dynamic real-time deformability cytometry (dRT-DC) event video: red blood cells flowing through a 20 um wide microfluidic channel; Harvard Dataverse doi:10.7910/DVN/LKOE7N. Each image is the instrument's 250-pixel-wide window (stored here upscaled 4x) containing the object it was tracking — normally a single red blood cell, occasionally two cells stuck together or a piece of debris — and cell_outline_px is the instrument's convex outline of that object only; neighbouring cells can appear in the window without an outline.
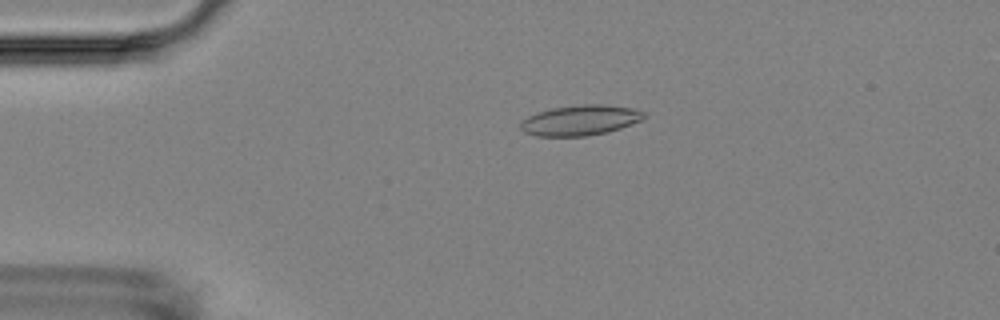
{"species": "Egyptian fruit bat (a non-hibernating species)", "species_latin": "Rousettus aegyptiacus", "temperature_condition": "room temperature", "stored_images_in_passage": 4, "camera_frame_rate_fps": 3000, "um_per_image_px": 0.085, "animal": {"sex": "female"}, "frame": {"image": 1, "passage_image": 3, "time_ms": 2.333, "image_size_px": [1000, 320], "cell_outline_px": [[648, 116], [644, 120], [608, 132], [588, 136], [536, 136], [524, 132], [520, 128], [520, 124], [528, 116], [536, 112], [552, 108], [584, 104], [604, 104], [632, 108], [644, 112]], "centroid_in_image_um": [49.36, 10.22], "position_along_channel_um": 35.6, "area_um2": 21.96}}